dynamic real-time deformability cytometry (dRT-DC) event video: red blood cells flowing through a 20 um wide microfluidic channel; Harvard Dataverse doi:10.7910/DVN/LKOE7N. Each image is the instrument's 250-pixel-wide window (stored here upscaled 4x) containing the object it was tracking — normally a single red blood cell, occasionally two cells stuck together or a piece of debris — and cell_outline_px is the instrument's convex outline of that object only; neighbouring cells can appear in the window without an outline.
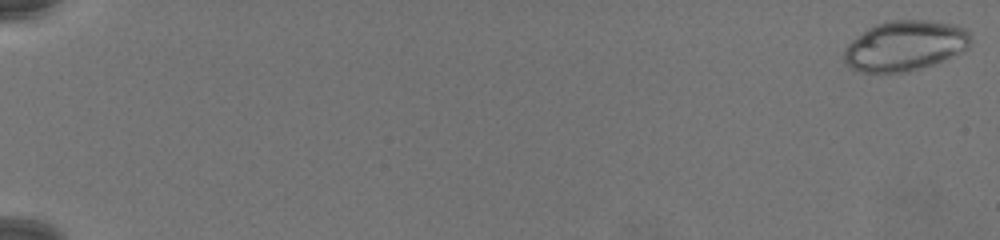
{"species": "common noctule bat (a hibernating species)", "species_latin": "Nyctalus noctula", "temperature_condition": "warm", "stored_images_in_passage": 61, "camera_frame_rate_fps": 3000, "um_per_image_px": 0.085, "animal": {"sex": "female", "body_mass_g": 19.5, "forearm_length_mm": 54.1}, "frame": {"image": 1, "passage_image": 2, "time_ms": 0.333, "image_size_px": [1000, 240], "cell_outline_px": [[972, 40], [968, 48], [964, 52], [932, 64], [908, 72], [864, 72], [852, 68], [844, 64], [844, 48], [852, 40], [868, 28], [876, 24], [892, 20], [928, 20], [956, 24], [964, 28], [968, 32]], "centroid_in_image_um": [76.94, 3.88], "position_along_channel_um": 8.1, "area_um2": 37.11}}
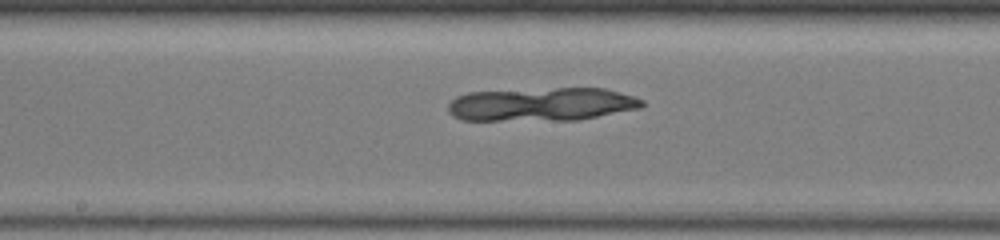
{"frame": {"image": 2, "passage_image": 46, "time_ms": 15.0, "image_size_px": [1000, 240], "cell_outline_px": [[644, 104], [640, 108], [576, 120], [460, 120], [452, 116], [448, 112], [448, 104], [456, 96], [468, 92], [556, 88], [604, 88], [636, 96], [644, 100]], "centroid_in_image_um": [46.03, 8.86], "position_along_channel_um": 202.2, "area_um2": 37.86}}
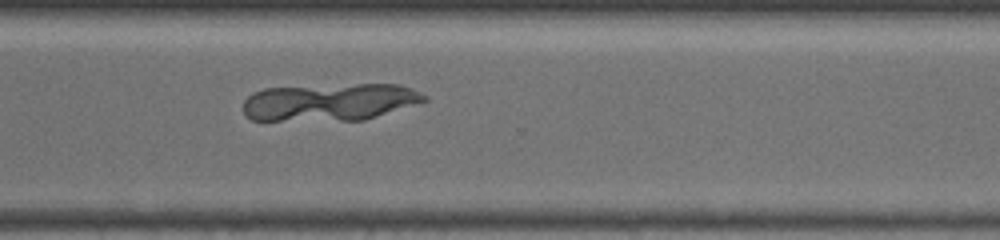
{"frame": {"image": 3, "passage_image": 61, "time_ms": 20.0, "image_size_px": [1000, 240], "cell_outline_px": [[428, 100], [364, 120], [252, 120], [244, 112], [244, 100], [252, 92], [264, 88], [356, 84], [400, 84], [412, 88], [428, 96]], "centroid_in_image_um": [28.04, 8.66], "position_along_channel_um": 342.6, "area_um2": 39.36}}